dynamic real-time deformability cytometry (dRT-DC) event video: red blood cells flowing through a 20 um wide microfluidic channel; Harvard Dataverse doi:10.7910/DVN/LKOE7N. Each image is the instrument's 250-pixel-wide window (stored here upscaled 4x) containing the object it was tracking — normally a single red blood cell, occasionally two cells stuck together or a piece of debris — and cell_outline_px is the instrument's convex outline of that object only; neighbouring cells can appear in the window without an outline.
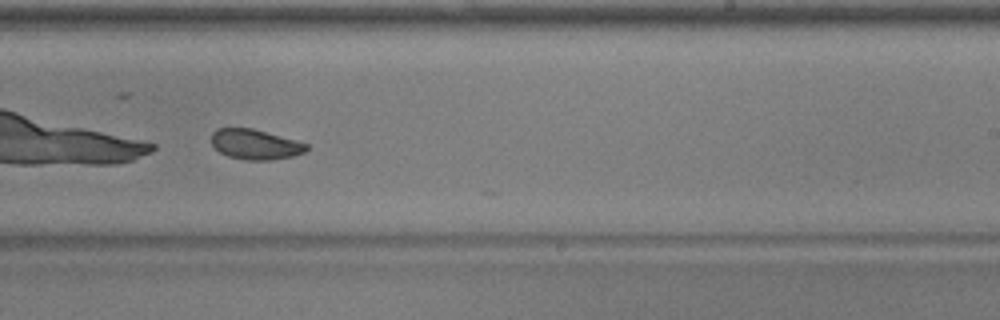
{"species": "common noctule bat (a hibernating species)", "species_latin": "Nyctalus noctula", "temperature_condition": "warm", "stored_images_in_passage": 40, "camera_frame_rate_fps": 3000, "um_per_image_px": 0.085, "animal": {"sex": "male", "body_mass_g": 17.9, "forearm_length_mm": 54.2}, "frame": {"image": 1, "passage_image": 23, "time_ms": 7.333, "image_size_px": [1000, 320], "cell_outline_px": [[308, 148], [304, 152], [292, 156], [272, 160], [244, 160], [228, 156], [220, 152], [212, 144], [212, 132], [216, 128], [252, 128], [296, 140], [308, 144]], "centroid_in_image_um": [21.69, 12.27], "position_along_channel_um": 267.3, "area_um2": 16.65}, "authors_computed_cell_mechanics": {"area_um2": 17.8313, "velocity_mm_per_s": 3.9343, "shape_relaxation_time_tau1_ms": 7.3723, "shape_relaxation_time_tau2_ms": 1.9503, "deformation_change_tau1": 0.1672, "deformation_change_tau2": 0.0696}}